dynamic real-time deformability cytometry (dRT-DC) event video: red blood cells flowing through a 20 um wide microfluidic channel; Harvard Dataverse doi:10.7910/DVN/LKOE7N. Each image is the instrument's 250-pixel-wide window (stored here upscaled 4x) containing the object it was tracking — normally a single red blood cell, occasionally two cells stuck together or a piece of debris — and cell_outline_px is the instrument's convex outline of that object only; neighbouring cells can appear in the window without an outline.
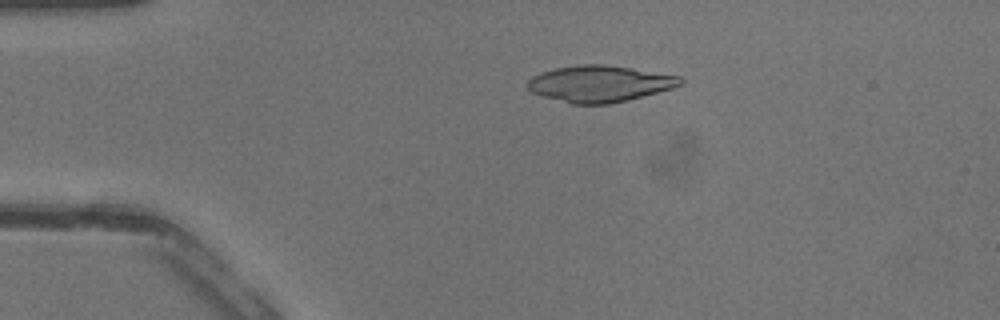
{"species": "common noctule bat (a hibernating species)", "species_latin": "Nyctalus noctula", "temperature_condition": "warm", "stored_images_in_passage": 34, "camera_frame_rate_fps": 3000, "um_per_image_px": 0.085, "animal": {"sex": "male", "body_mass_g": 13.3}, "frame": {"image": 1, "passage_image": 2, "time_ms": 0.333, "image_size_px": [1000, 320], "cell_outline_px": [[684, 80], [680, 84], [672, 88], [628, 100], [608, 104], [572, 104], [544, 96], [532, 92], [524, 84], [532, 76], [540, 72], [556, 68], [580, 64], [604, 64], [632, 68], [680, 76]], "centroid_in_image_um": [50.94, 7.11], "position_along_channel_um": 34.1, "area_um2": 32.37}}
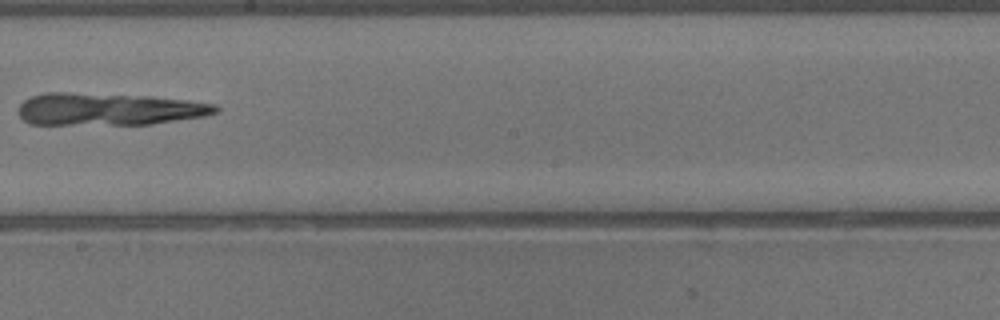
{"frame": {"image": 2, "passage_image": 17, "time_ms": 5.333, "image_size_px": [1000, 320], "cell_outline_px": [[220, 112], [204, 116], [152, 124], [28, 124], [20, 116], [20, 104], [28, 96], [44, 92], [72, 92], [152, 96], [188, 100], [216, 104], [220, 108]], "centroid_in_image_um": [9.26, 9.26], "position_along_channel_um": 238.9, "area_um2": 37.51}}
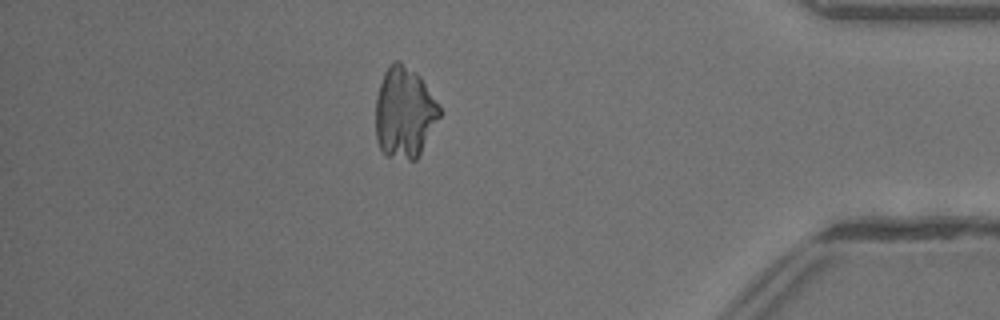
{"frame": {"image": 3, "passage_image": 29, "time_ms": 9.333, "image_size_px": [1000, 320], "cell_outline_px": [[440, 116], [416, 160], [408, 160], [384, 156], [376, 140], [376, 96], [384, 72], [388, 64], [392, 60], [400, 60], [416, 72], [420, 76], [440, 104]], "centroid_in_image_um": [34.36, 9.55], "position_along_channel_um": 400.8, "area_um2": 34.28}}